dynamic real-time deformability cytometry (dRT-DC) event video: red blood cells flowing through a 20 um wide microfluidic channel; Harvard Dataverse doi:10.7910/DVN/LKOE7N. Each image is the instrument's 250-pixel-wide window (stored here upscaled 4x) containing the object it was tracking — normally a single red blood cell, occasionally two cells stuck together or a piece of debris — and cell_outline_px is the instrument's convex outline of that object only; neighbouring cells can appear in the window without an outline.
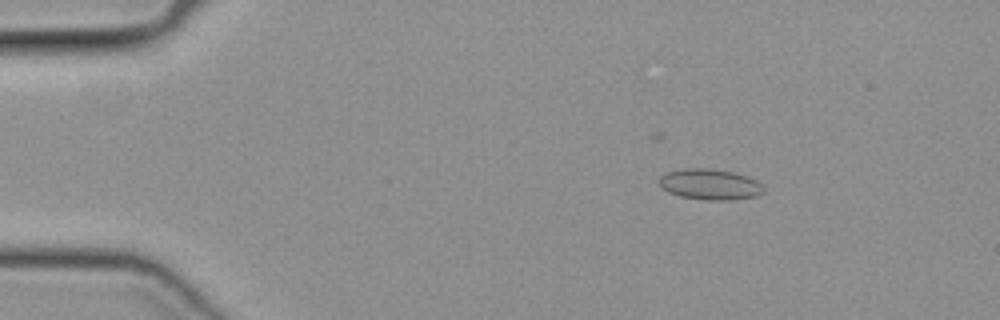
{"species": "common noctule bat (a hibernating species)", "species_latin": "Nyctalus noctula", "temperature_condition": "cold", "stored_images_in_passage": 40, "camera_frame_rate_fps": 3000, "um_per_image_px": 0.085, "animal": {"sex": "female", "body_mass_g": 19.3, "forearm_length_mm": 54.1}, "frame": {"image": 1, "passage_image": 1, "time_ms": 0.0, "image_size_px": [1000, 320], "cell_outline_px": [[764, 192], [756, 196], [728, 200], [708, 200], [680, 196], [668, 192], [660, 184], [660, 176], [668, 172], [684, 168], [708, 168], [732, 172], [756, 180], [764, 188]], "centroid_in_image_um": [60.34, 15.67], "position_along_channel_um": 24.7, "area_um2": 18.44}}
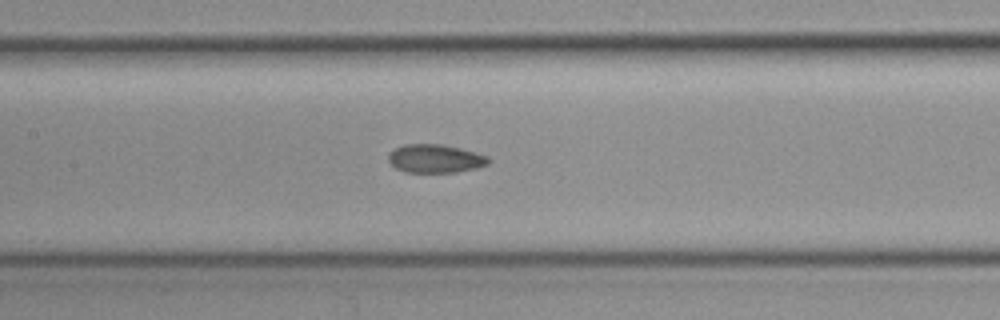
{"frame": {"image": 2, "passage_image": 17, "time_ms": 5.333, "image_size_px": [1000, 320], "cell_outline_px": [[488, 164], [476, 168], [456, 172], [404, 172], [396, 168], [388, 160], [388, 156], [396, 148], [404, 144], [440, 144], [460, 148], [488, 156]], "centroid_in_image_um": [36.99, 13.48], "position_along_channel_um": 170.4, "area_um2": 16.36}}
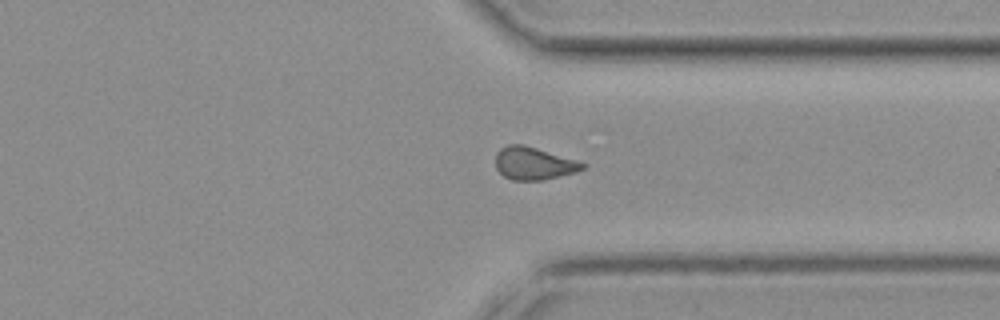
{"frame": {"image": 3, "passage_image": 31, "time_ms": 10.0, "image_size_px": [1000, 320], "cell_outline_px": [[588, 164], [584, 168], [576, 172], [544, 180], [512, 180], [504, 176], [496, 168], [496, 152], [500, 148], [508, 144], [524, 144], [576, 160]], "centroid_in_image_um": [45.36, 13.88], "position_along_channel_um": 366.0, "area_um2": 16.59}}